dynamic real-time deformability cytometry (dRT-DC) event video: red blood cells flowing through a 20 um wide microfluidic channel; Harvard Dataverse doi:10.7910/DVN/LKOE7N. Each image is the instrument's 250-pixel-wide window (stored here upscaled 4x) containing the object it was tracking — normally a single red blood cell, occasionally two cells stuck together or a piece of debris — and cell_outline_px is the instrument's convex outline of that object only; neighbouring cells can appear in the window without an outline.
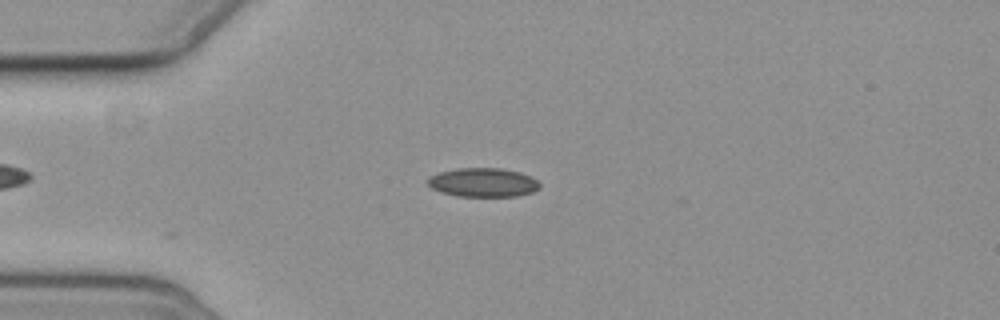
{"species": "common noctule bat (a hibernating species)", "species_latin": "Nyctalus noctula", "temperature_condition": "cold", "stored_images_in_passage": 5, "camera_frame_rate_fps": 3000, "um_per_image_px": 0.085, "animal": {"sex": "female", "body_mass_g": 19.3, "forearm_length_mm": 54.1}, "frame": {"image": 1, "passage_image": 4, "time_ms": 3.667, "image_size_px": [1000, 320], "cell_outline_px": [[540, 188], [532, 192], [516, 196], [456, 196], [440, 192], [432, 188], [428, 184], [428, 176], [440, 172], [456, 168], [500, 168], [520, 172], [536, 180], [540, 184]], "centroid_in_image_um": [41.03, 15.51], "position_along_channel_um": 44.0, "area_um2": 18.84}}